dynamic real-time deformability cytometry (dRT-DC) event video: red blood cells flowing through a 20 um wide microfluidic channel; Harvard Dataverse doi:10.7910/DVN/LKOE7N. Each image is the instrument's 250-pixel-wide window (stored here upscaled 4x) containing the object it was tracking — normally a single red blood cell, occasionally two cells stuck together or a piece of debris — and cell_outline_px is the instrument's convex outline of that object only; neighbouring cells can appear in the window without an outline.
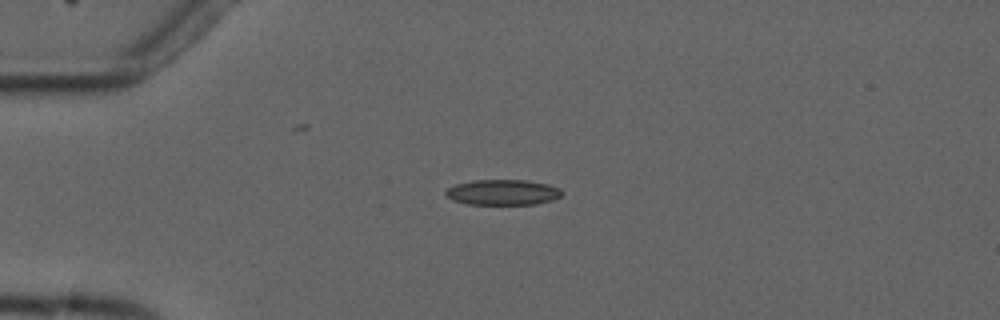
{"species": "common noctule bat (a hibernating species)", "species_latin": "Nyctalus noctula", "temperature_condition": "cold", "stored_images_in_passage": 7, "camera_frame_rate_fps": 3000, "um_per_image_px": 0.085, "animal": {"sex": "male", "forearm_length_mm": 52.5}, "frame": {"image": 1, "passage_image": 2, "time_ms": 2.0, "image_size_px": [1000, 320], "cell_outline_px": [[564, 192], [560, 196], [552, 200], [536, 204], [468, 204], [452, 200], [444, 192], [448, 188], [456, 184], [472, 180], [524, 180], [548, 184], [560, 188]], "centroid_in_image_um": [42.75, 16.34], "position_along_channel_um": 42.3, "area_um2": 17.22}}
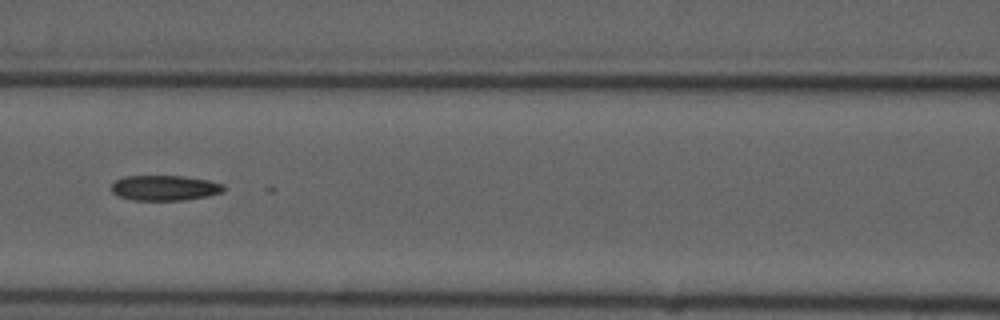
{"frame": {"image": 2, "passage_image": 5, "time_ms": 5.667, "image_size_px": [1000, 320], "cell_outline_px": [[224, 192], [208, 196], [184, 200], [132, 200], [120, 196], [112, 192], [112, 184], [116, 180], [124, 176], [184, 176], [208, 180], [224, 184]], "centroid_in_image_um": [14.03, 15.97], "position_along_channel_um": 152.6, "area_um2": 16.53}}
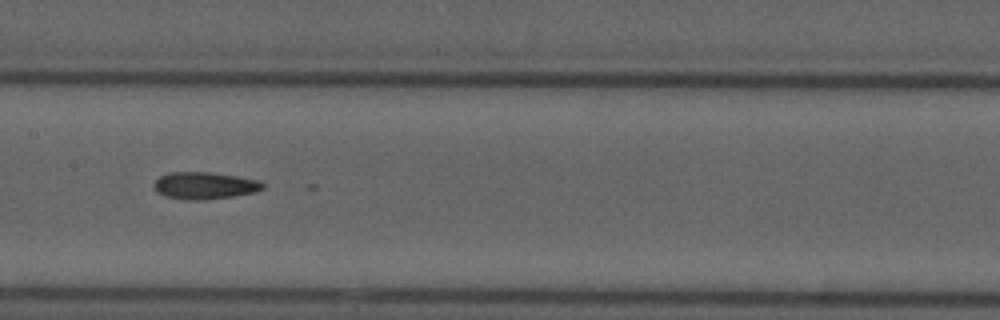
{"frame": {"image": 3, "passage_image": 6, "time_ms": 6.667, "image_size_px": [1000, 320], "cell_outline_px": [[264, 188], [256, 192], [232, 196], [204, 200], [188, 200], [164, 196], [156, 192], [152, 188], [152, 184], [160, 176], [172, 172], [212, 172], [236, 176], [256, 180], [264, 184]], "centroid_in_image_um": [17.34, 15.78], "position_along_channel_um": 190.1, "area_um2": 17.22}}